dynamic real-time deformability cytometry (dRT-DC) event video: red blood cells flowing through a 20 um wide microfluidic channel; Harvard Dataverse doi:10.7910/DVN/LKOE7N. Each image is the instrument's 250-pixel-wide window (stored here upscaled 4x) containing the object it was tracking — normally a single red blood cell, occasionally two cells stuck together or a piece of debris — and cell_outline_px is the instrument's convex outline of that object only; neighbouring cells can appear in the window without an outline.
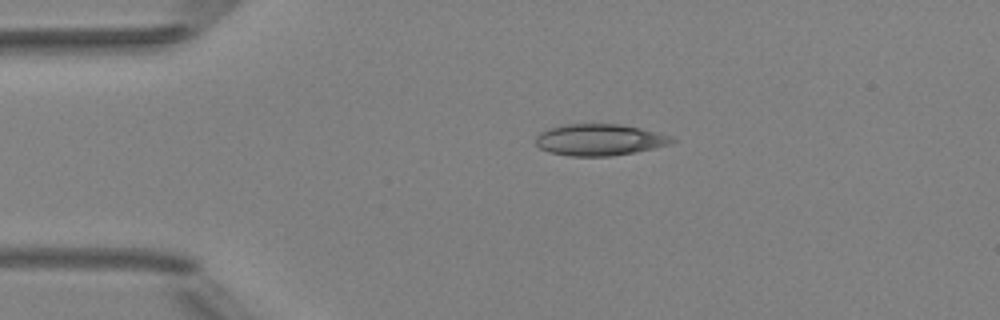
{"species": "Egyptian fruit bat (a non-hibernating species)", "species_latin": "Rousettus aegyptiacus", "temperature_condition": "room temperature", "stored_images_in_passage": 4, "camera_frame_rate_fps": 3000, "um_per_image_px": 0.085, "animal": {"sex": "female"}, "frame": {"image": 1, "passage_image": 1, "time_ms": 0.0, "image_size_px": [1000, 320], "cell_outline_px": [[676, 140], [668, 144], [636, 152], [608, 156], [568, 156], [548, 152], [540, 148], [536, 144], [536, 136], [540, 132], [548, 128], [564, 124], [620, 124], [640, 128], [672, 136]], "centroid_in_image_um": [50.91, 11.88], "position_along_channel_um": 34.1, "area_um2": 24.97}}
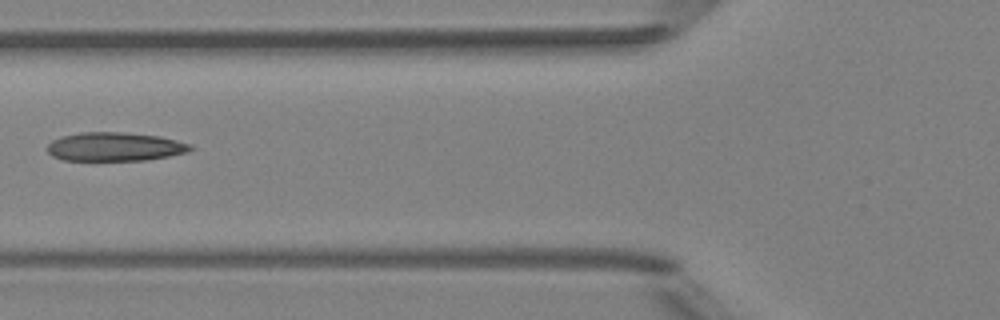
{"frame": {"image": 2, "passage_image": 3, "time_ms": 3.0, "image_size_px": [1000, 320], "cell_outline_px": [[196, 148], [188, 152], [168, 156], [144, 160], [64, 160], [52, 156], [48, 152], [48, 144], [52, 140], [64, 136], [80, 132], [124, 132], [160, 136], [192, 144]], "centroid_in_image_um": [9.8, 12.46], "position_along_channel_um": 116.0, "area_um2": 23.99}}
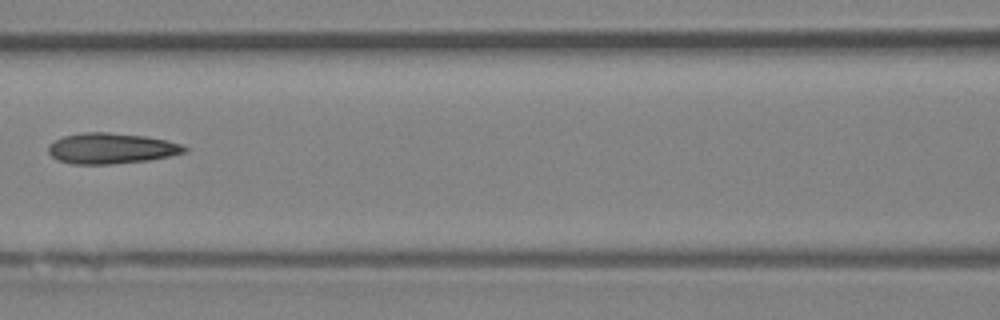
{"frame": {"image": 3, "passage_image": 4, "time_ms": 4.0, "image_size_px": [1000, 320], "cell_outline_px": [[188, 148], [184, 152], [168, 156], [148, 160], [112, 164], [72, 164], [60, 160], [52, 156], [48, 152], [48, 144], [64, 136], [84, 132], [108, 132], [144, 136], [168, 140], [180, 144]], "centroid_in_image_um": [9.44, 12.61], "position_along_channel_um": 157.2, "area_um2": 24.16}}